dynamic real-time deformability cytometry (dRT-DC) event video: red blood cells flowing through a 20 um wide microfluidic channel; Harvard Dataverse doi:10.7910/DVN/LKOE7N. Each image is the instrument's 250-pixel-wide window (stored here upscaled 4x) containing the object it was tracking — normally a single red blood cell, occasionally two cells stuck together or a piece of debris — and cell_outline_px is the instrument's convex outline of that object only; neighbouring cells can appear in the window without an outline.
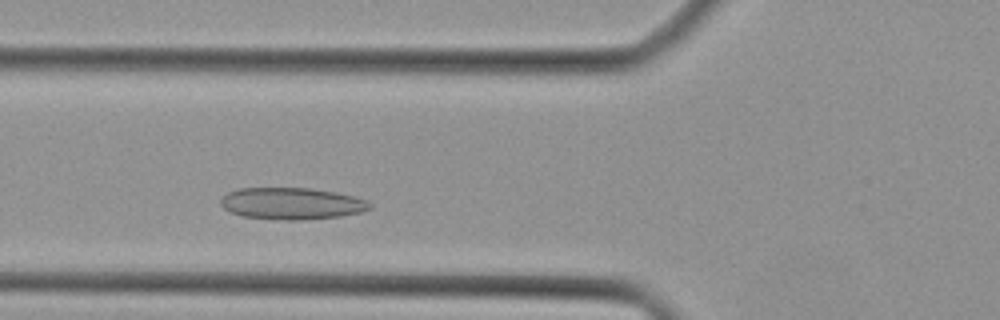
{"species": "Egyptian fruit bat (a non-hibernating species)", "species_latin": "Rousettus aegyptiacus", "temperature_condition": "cold", "stored_images_in_passage": 35, "camera_frame_rate_fps": 3000, "um_per_image_px": 0.085, "animal": {"sex": "female"}, "frame": {"image": 1, "passage_image": 7, "time_ms": 2.0, "image_size_px": [1000, 320], "cell_outline_px": [[372, 208], [360, 212], [340, 216], [300, 220], [280, 220], [244, 216], [232, 212], [224, 208], [220, 204], [220, 200], [228, 192], [240, 188], [312, 188], [336, 192], [368, 200], [372, 204]], "centroid_in_image_um": [24.82, 17.29], "position_along_channel_um": 101.0, "area_um2": 27.57}}
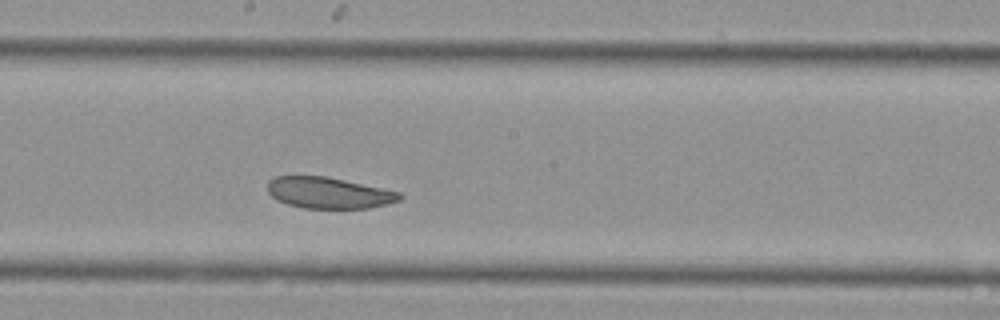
{"frame": {"image": 2, "passage_image": 15, "time_ms": 4.667, "image_size_px": [1000, 320], "cell_outline_px": [[404, 196], [400, 200], [388, 204], [368, 208], [304, 208], [288, 204], [276, 200], [268, 192], [268, 180], [276, 176], [324, 176], [344, 180], [400, 192]], "centroid_in_image_um": [27.94, 16.39], "position_along_channel_um": 220.3, "area_um2": 23.93}}
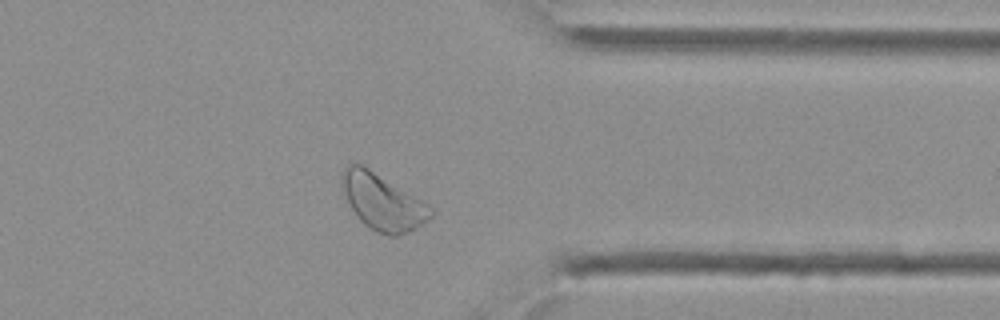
{"frame": {"image": 3, "passage_image": 26, "time_ms": 8.333, "image_size_px": [1000, 320], "cell_outline_px": [[432, 216], [416, 228], [408, 232], [396, 236], [388, 236], [376, 232], [364, 224], [356, 216], [340, 184], [340, 176], [344, 168], [348, 164], [360, 164], [368, 168], [428, 204], [432, 208]], "centroid_in_image_um": [32.49, 17.18], "position_along_channel_um": 378.9, "area_um2": 28.61}}